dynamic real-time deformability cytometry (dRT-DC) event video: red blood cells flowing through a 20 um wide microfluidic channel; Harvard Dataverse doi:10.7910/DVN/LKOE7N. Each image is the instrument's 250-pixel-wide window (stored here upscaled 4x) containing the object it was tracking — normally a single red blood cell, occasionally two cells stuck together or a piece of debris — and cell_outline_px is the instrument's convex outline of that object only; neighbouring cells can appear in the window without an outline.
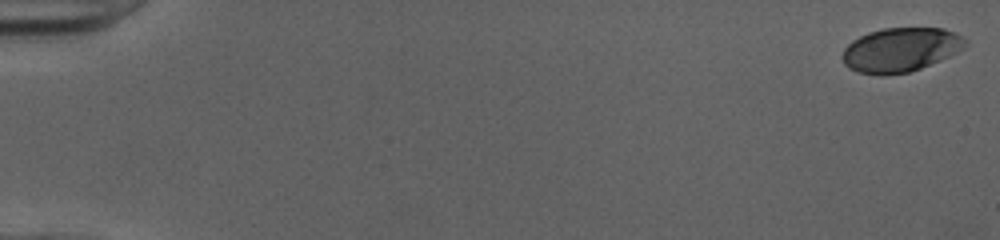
{"species": "human", "species_latin": "Homo sapiens", "temperature_condition": "cold", "stored_images_in_passage": 52, "camera_frame_rate_fps": 3000, "um_per_image_px": 0.085, "donor": {"sex": "female"}, "frame": {"image": 1, "passage_image": 1, "time_ms": 0.0, "image_size_px": [1000, 240], "cell_outline_px": [[968, 44], [964, 48], [940, 60], [920, 68], [908, 72], [884, 76], [880, 76], [856, 72], [848, 68], [844, 64], [840, 56], [844, 48], [852, 40], [868, 32], [884, 28], [944, 28], [956, 32]], "centroid_in_image_um": [76.49, 4.24], "position_along_channel_um": 8.5, "area_um2": 31.85}}
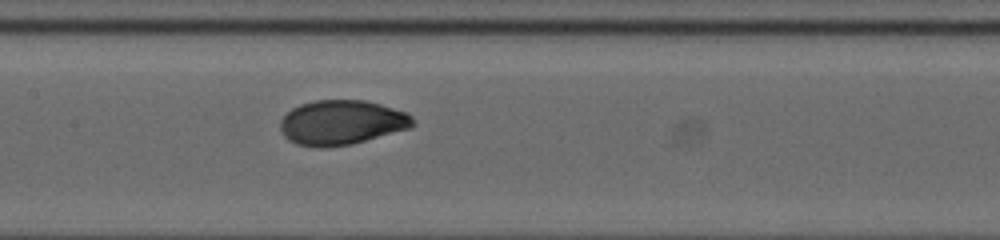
{"frame": {"image": 2, "passage_image": 27, "time_ms": 8.667, "image_size_px": [1000, 240], "cell_outline_px": [[416, 124], [412, 128], [352, 144], [324, 148], [316, 148], [296, 144], [288, 140], [284, 136], [280, 128], [280, 120], [292, 108], [300, 104], [316, 100], [364, 100], [380, 104], [408, 112], [412, 116]], "centroid_in_image_um": [29.06, 10.42], "position_along_channel_um": 178.3, "area_um2": 34.91}}
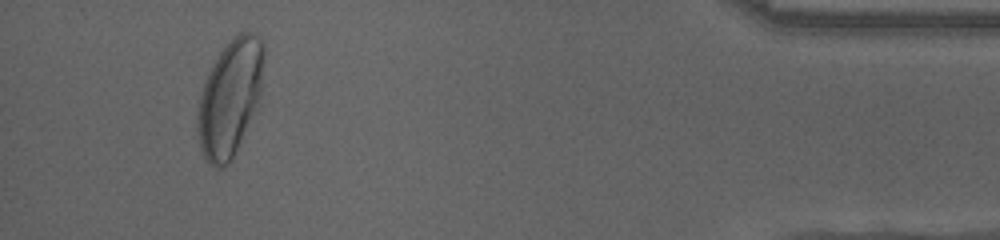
{"frame": {"image": 3, "passage_image": 49, "time_ms": 16.0, "image_size_px": [1000, 240], "cell_outline_px": [[264, 56], [260, 96], [236, 148], [232, 156], [224, 168], [216, 168], [208, 164], [200, 148], [196, 128], [196, 116], [200, 96], [204, 84], [220, 52], [240, 32], [252, 32], [260, 40], [264, 48]], "centroid_in_image_um": [19.52, 8.34], "position_along_channel_um": 415.7, "area_um2": 43.7}, "authors_computed_cell_mechanics": {"area_um2": 34.0731, "velocity_mm_per_s": 4.0183, "shape_relaxation_time_tau1_ms": 3.5285, "shape_relaxation_time_tau2_ms": null, "deformation_change_tau1": 0.1593, "deformation_change_tau2": null}}